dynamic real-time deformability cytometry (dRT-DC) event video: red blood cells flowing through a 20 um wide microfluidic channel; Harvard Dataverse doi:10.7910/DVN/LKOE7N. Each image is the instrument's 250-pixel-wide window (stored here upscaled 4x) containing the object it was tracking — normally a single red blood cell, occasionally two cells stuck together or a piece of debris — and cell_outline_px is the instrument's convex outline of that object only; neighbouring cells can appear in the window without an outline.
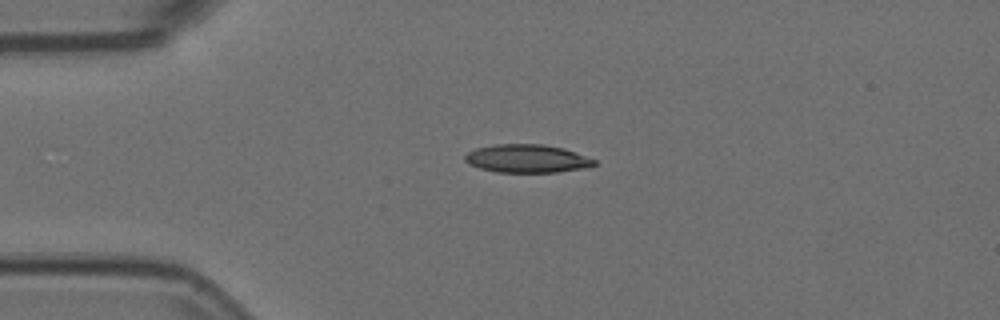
{"species": "Egyptian fruit bat (a non-hibernating species)", "species_latin": "Rousettus aegyptiacus", "temperature_condition": "room temperature", "stored_images_in_passage": 7, "camera_frame_rate_fps": 3000, "um_per_image_px": 0.085, "animal": {"sex": "female"}, "frame": {"image": 1, "passage_image": 1, "time_ms": 0.0, "image_size_px": [1000, 320], "cell_outline_px": [[596, 164], [588, 168], [556, 172], [496, 172], [480, 168], [468, 164], [464, 160], [464, 156], [468, 152], [476, 148], [496, 144], [544, 144], [564, 148], [596, 160]], "centroid_in_image_um": [44.8, 13.48], "position_along_channel_um": 40.2, "area_um2": 21.33}}
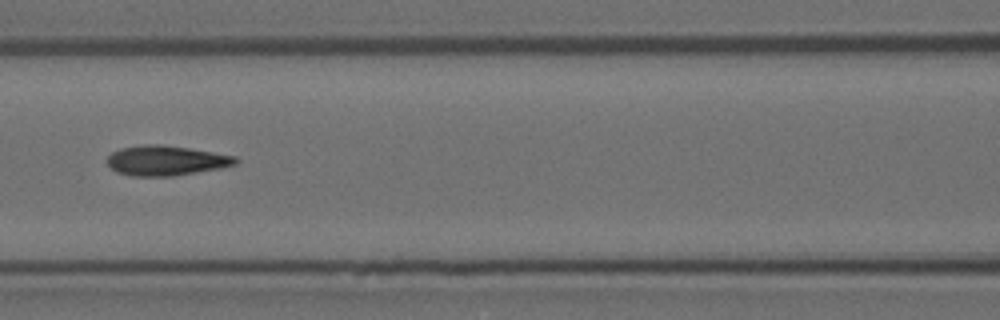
{"frame": {"image": 2, "passage_image": 4, "time_ms": 1.0, "image_size_px": [1000, 320], "cell_outline_px": [[240, 160], [236, 164], [220, 168], [172, 176], [132, 176], [116, 172], [108, 164], [108, 156], [112, 152], [120, 148], [140, 144], [160, 144], [188, 148], [236, 156]], "centroid_in_image_um": [14.1, 13.64], "position_along_channel_um": 152.5, "area_um2": 22.37}}
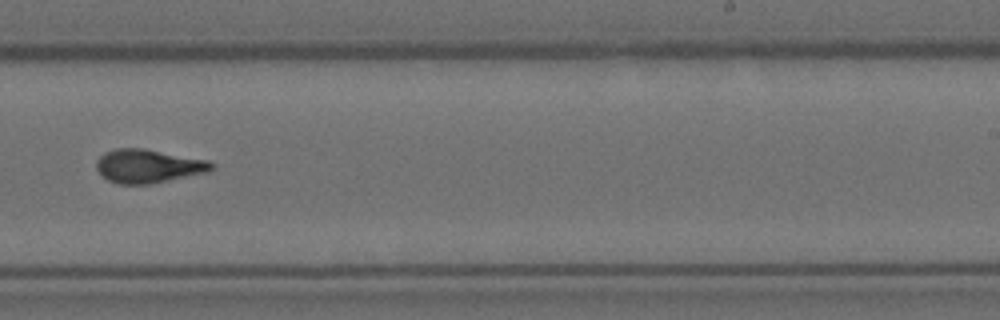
{"frame": {"image": 3, "passage_image": 7, "time_ms": 2.0, "image_size_px": [1000, 320], "cell_outline_px": [[216, 168], [208, 172], [152, 184], [116, 184], [100, 176], [96, 168], [96, 160], [104, 152], [116, 148], [144, 148], [208, 160], [216, 164]], "centroid_in_image_um": [12.6, 14.12], "position_along_channel_um": 276.4, "area_um2": 22.95}}